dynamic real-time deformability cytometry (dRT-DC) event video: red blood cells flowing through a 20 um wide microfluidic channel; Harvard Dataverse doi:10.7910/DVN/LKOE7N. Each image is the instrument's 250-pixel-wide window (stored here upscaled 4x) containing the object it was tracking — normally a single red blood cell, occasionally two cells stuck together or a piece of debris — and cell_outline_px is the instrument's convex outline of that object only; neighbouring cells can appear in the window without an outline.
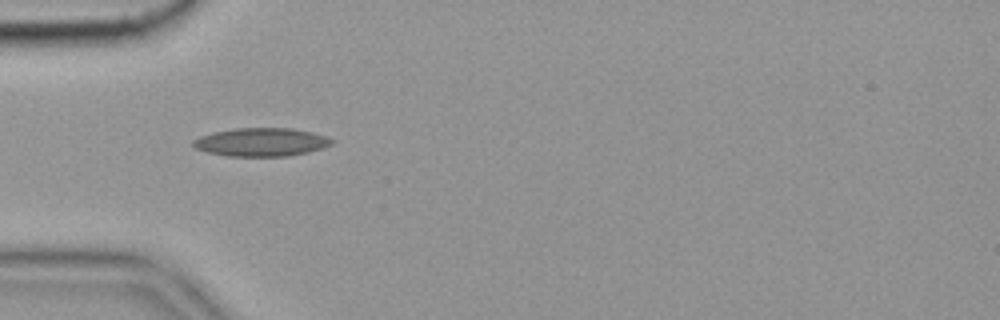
{"species": "common noctule bat (a hibernating species)", "species_latin": "Nyctalus noctula", "temperature_condition": "cold", "stored_images_in_passage": 56, "camera_frame_rate_fps": 3000, "um_per_image_px": 0.085, "animal": {"sex": "female", "body_mass_g": 19.9}, "frame": {"image": 1, "passage_image": 17, "time_ms": 5.333, "image_size_px": [1000, 320], "cell_outline_px": [[332, 144], [324, 148], [308, 152], [288, 156], [228, 156], [208, 152], [196, 148], [192, 144], [192, 140], [200, 136], [212, 132], [236, 128], [292, 128], [324, 136], [332, 140]], "centroid_in_image_um": [22.17, 12.08], "position_along_channel_um": 62.8, "area_um2": 22.72}, "authors_computed_cell_mechanics": {"area_um2": 20.7791, "velocity_mm_per_s": 3.5424, "shape_relaxation_time_tau1_ms": null, "shape_relaxation_time_tau2_ms": 6.5964, "deformation_change_tau1": null, "deformation_change_tau2": 0.1565}}